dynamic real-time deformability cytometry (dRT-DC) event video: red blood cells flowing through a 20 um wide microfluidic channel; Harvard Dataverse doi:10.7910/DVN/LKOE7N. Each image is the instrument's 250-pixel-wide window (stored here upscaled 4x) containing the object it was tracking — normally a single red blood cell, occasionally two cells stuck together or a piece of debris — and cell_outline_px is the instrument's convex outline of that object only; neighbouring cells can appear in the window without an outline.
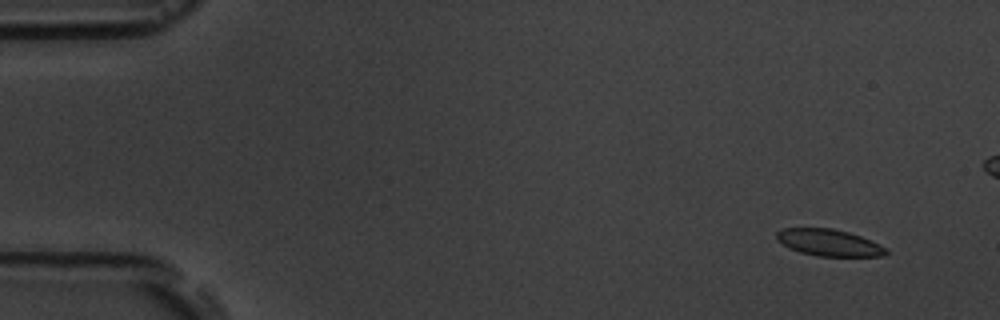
{"species": "common noctule bat (a hibernating species)", "species_latin": "Nyctalus noctula", "temperature_condition": "room temperature", "stored_images_in_passage": 7, "segment_of_instrument_passage": [1, 2], "camera_frame_rate_fps": 3000, "um_per_image_px": 0.085, "animal": {"sex": "male", "body_mass_g": 19.5, "forearm_length_mm": 54.6}, "frame": {"image": 1, "passage_image": 2, "time_ms": 1.0, "image_size_px": [1000, 320], "cell_outline_px": [[888, 252], [884, 256], [816, 256], [800, 252], [788, 248], [776, 240], [776, 232], [780, 228], [832, 228], [848, 232], [860, 236], [880, 244], [888, 248]], "centroid_in_image_um": [70.44, 20.62], "position_along_channel_um": 14.6, "area_um2": 17.22}}
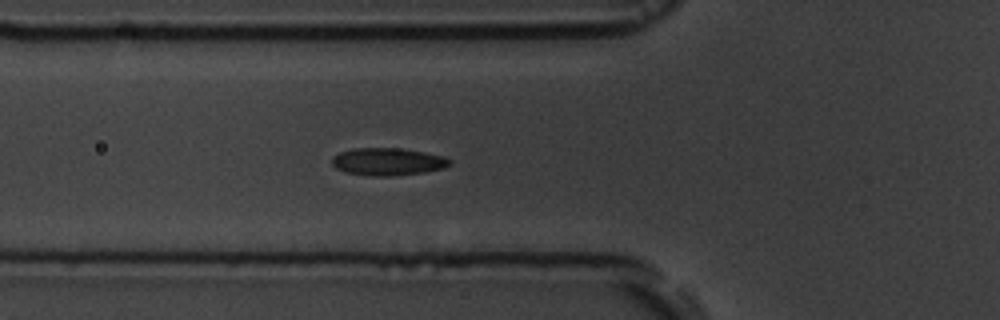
{"frame": {"image": 2, "passage_image": 6, "time_ms": 6.333, "image_size_px": [1000, 320], "cell_outline_px": [[452, 164], [444, 168], [424, 172], [392, 176], [372, 176], [344, 172], [336, 168], [332, 164], [332, 156], [340, 152], [352, 148], [400, 148], [424, 152], [444, 156], [452, 160]], "centroid_in_image_um": [32.96, 13.74], "position_along_channel_um": 92.8, "area_um2": 19.02}}